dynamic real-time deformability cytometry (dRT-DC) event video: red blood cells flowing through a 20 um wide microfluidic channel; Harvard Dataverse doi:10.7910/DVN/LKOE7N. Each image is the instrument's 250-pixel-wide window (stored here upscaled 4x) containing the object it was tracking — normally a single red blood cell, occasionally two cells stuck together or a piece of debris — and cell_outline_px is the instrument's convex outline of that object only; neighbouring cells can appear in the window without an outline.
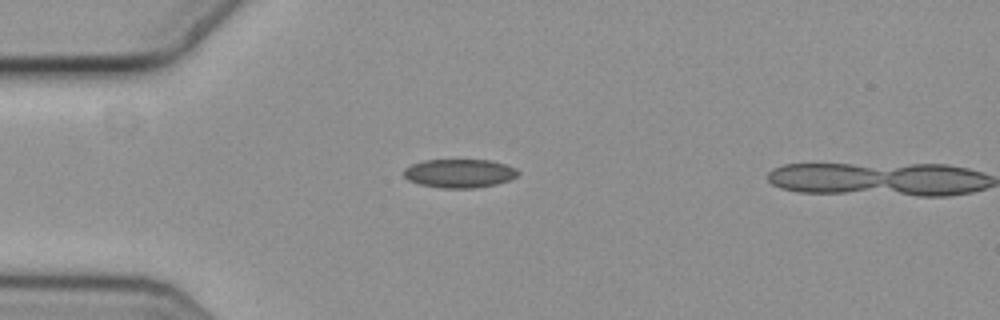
{"species": "common noctule bat (a hibernating species)", "species_latin": "Nyctalus noctula", "temperature_condition": "cold", "stored_images_in_passage": 3, "camera_frame_rate_fps": 3000, "um_per_image_px": 0.085, "animal": {"sex": "female", "body_mass_g": 19.3, "forearm_length_mm": 54.1}, "frame": {"image": 1, "passage_image": 2, "time_ms": 0.333, "image_size_px": [1000, 320], "cell_outline_px": [[520, 172], [516, 176], [508, 180], [496, 184], [476, 188], [444, 188], [420, 184], [408, 180], [404, 176], [404, 168], [412, 164], [424, 160], [492, 160], [516, 168]], "centroid_in_image_um": [39.05, 14.73], "position_along_channel_um": 45.9, "area_um2": 19.02}}